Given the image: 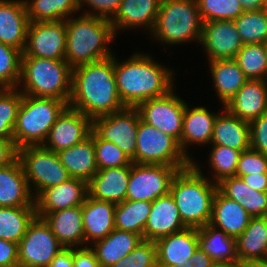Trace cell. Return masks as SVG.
<instances>
[{
    "instance_id": "obj_44",
    "label": "cell",
    "mask_w": 267,
    "mask_h": 267,
    "mask_svg": "<svg viewBox=\"0 0 267 267\" xmlns=\"http://www.w3.org/2000/svg\"><path fill=\"white\" fill-rule=\"evenodd\" d=\"M211 150L209 163L215 173V183L226 177L235 176L241 151L220 145H213Z\"/></svg>"
},
{
    "instance_id": "obj_57",
    "label": "cell",
    "mask_w": 267,
    "mask_h": 267,
    "mask_svg": "<svg viewBox=\"0 0 267 267\" xmlns=\"http://www.w3.org/2000/svg\"><path fill=\"white\" fill-rule=\"evenodd\" d=\"M243 267H267V259L245 260L242 261Z\"/></svg>"
},
{
    "instance_id": "obj_17",
    "label": "cell",
    "mask_w": 267,
    "mask_h": 267,
    "mask_svg": "<svg viewBox=\"0 0 267 267\" xmlns=\"http://www.w3.org/2000/svg\"><path fill=\"white\" fill-rule=\"evenodd\" d=\"M88 196V182L70 178L57 186L44 190L36 199V217L44 218L48 213L81 206Z\"/></svg>"
},
{
    "instance_id": "obj_58",
    "label": "cell",
    "mask_w": 267,
    "mask_h": 267,
    "mask_svg": "<svg viewBox=\"0 0 267 267\" xmlns=\"http://www.w3.org/2000/svg\"><path fill=\"white\" fill-rule=\"evenodd\" d=\"M212 267H243L240 260L230 262H214Z\"/></svg>"
},
{
    "instance_id": "obj_13",
    "label": "cell",
    "mask_w": 267,
    "mask_h": 267,
    "mask_svg": "<svg viewBox=\"0 0 267 267\" xmlns=\"http://www.w3.org/2000/svg\"><path fill=\"white\" fill-rule=\"evenodd\" d=\"M173 90L164 96L141 102L136 108L142 121L180 143L186 103Z\"/></svg>"
},
{
    "instance_id": "obj_38",
    "label": "cell",
    "mask_w": 267,
    "mask_h": 267,
    "mask_svg": "<svg viewBox=\"0 0 267 267\" xmlns=\"http://www.w3.org/2000/svg\"><path fill=\"white\" fill-rule=\"evenodd\" d=\"M30 22L62 21L79 10L78 0H24Z\"/></svg>"
},
{
    "instance_id": "obj_34",
    "label": "cell",
    "mask_w": 267,
    "mask_h": 267,
    "mask_svg": "<svg viewBox=\"0 0 267 267\" xmlns=\"http://www.w3.org/2000/svg\"><path fill=\"white\" fill-rule=\"evenodd\" d=\"M238 260L267 259V216L251 217L247 228L236 238Z\"/></svg>"
},
{
    "instance_id": "obj_47",
    "label": "cell",
    "mask_w": 267,
    "mask_h": 267,
    "mask_svg": "<svg viewBox=\"0 0 267 267\" xmlns=\"http://www.w3.org/2000/svg\"><path fill=\"white\" fill-rule=\"evenodd\" d=\"M251 174H267V155L250 148L241 152L235 176Z\"/></svg>"
},
{
    "instance_id": "obj_9",
    "label": "cell",
    "mask_w": 267,
    "mask_h": 267,
    "mask_svg": "<svg viewBox=\"0 0 267 267\" xmlns=\"http://www.w3.org/2000/svg\"><path fill=\"white\" fill-rule=\"evenodd\" d=\"M135 158L132 163L189 167L192 161L181 151L179 143L155 127L139 121Z\"/></svg>"
},
{
    "instance_id": "obj_33",
    "label": "cell",
    "mask_w": 267,
    "mask_h": 267,
    "mask_svg": "<svg viewBox=\"0 0 267 267\" xmlns=\"http://www.w3.org/2000/svg\"><path fill=\"white\" fill-rule=\"evenodd\" d=\"M216 92L225 105L248 80L235 59H219L209 62Z\"/></svg>"
},
{
    "instance_id": "obj_12",
    "label": "cell",
    "mask_w": 267,
    "mask_h": 267,
    "mask_svg": "<svg viewBox=\"0 0 267 267\" xmlns=\"http://www.w3.org/2000/svg\"><path fill=\"white\" fill-rule=\"evenodd\" d=\"M63 248L44 219L35 217L18 244L19 267H48Z\"/></svg>"
},
{
    "instance_id": "obj_14",
    "label": "cell",
    "mask_w": 267,
    "mask_h": 267,
    "mask_svg": "<svg viewBox=\"0 0 267 267\" xmlns=\"http://www.w3.org/2000/svg\"><path fill=\"white\" fill-rule=\"evenodd\" d=\"M66 21L30 22L22 56L65 59Z\"/></svg>"
},
{
    "instance_id": "obj_22",
    "label": "cell",
    "mask_w": 267,
    "mask_h": 267,
    "mask_svg": "<svg viewBox=\"0 0 267 267\" xmlns=\"http://www.w3.org/2000/svg\"><path fill=\"white\" fill-rule=\"evenodd\" d=\"M20 160L0 168V207L35 206Z\"/></svg>"
},
{
    "instance_id": "obj_39",
    "label": "cell",
    "mask_w": 267,
    "mask_h": 267,
    "mask_svg": "<svg viewBox=\"0 0 267 267\" xmlns=\"http://www.w3.org/2000/svg\"><path fill=\"white\" fill-rule=\"evenodd\" d=\"M233 22L243 45L267 42V9L243 12Z\"/></svg>"
},
{
    "instance_id": "obj_21",
    "label": "cell",
    "mask_w": 267,
    "mask_h": 267,
    "mask_svg": "<svg viewBox=\"0 0 267 267\" xmlns=\"http://www.w3.org/2000/svg\"><path fill=\"white\" fill-rule=\"evenodd\" d=\"M230 113L250 122L267 112V80L248 79L224 105Z\"/></svg>"
},
{
    "instance_id": "obj_18",
    "label": "cell",
    "mask_w": 267,
    "mask_h": 267,
    "mask_svg": "<svg viewBox=\"0 0 267 267\" xmlns=\"http://www.w3.org/2000/svg\"><path fill=\"white\" fill-rule=\"evenodd\" d=\"M187 228L178 211L173 196L168 193L151 202L150 213L144 228V240L156 241Z\"/></svg>"
},
{
    "instance_id": "obj_20",
    "label": "cell",
    "mask_w": 267,
    "mask_h": 267,
    "mask_svg": "<svg viewBox=\"0 0 267 267\" xmlns=\"http://www.w3.org/2000/svg\"><path fill=\"white\" fill-rule=\"evenodd\" d=\"M29 18L24 0H0V42L22 53L26 46Z\"/></svg>"
},
{
    "instance_id": "obj_2",
    "label": "cell",
    "mask_w": 267,
    "mask_h": 267,
    "mask_svg": "<svg viewBox=\"0 0 267 267\" xmlns=\"http://www.w3.org/2000/svg\"><path fill=\"white\" fill-rule=\"evenodd\" d=\"M117 62L114 57L117 90L125 107H137L141 102L164 96L174 88L173 71L156 63L151 56L136 53L125 62Z\"/></svg>"
},
{
    "instance_id": "obj_4",
    "label": "cell",
    "mask_w": 267,
    "mask_h": 267,
    "mask_svg": "<svg viewBox=\"0 0 267 267\" xmlns=\"http://www.w3.org/2000/svg\"><path fill=\"white\" fill-rule=\"evenodd\" d=\"M65 21V60L72 68L113 56L107 47L116 37L110 20L82 14Z\"/></svg>"
},
{
    "instance_id": "obj_48",
    "label": "cell",
    "mask_w": 267,
    "mask_h": 267,
    "mask_svg": "<svg viewBox=\"0 0 267 267\" xmlns=\"http://www.w3.org/2000/svg\"><path fill=\"white\" fill-rule=\"evenodd\" d=\"M250 148L267 155V112L249 122Z\"/></svg>"
},
{
    "instance_id": "obj_43",
    "label": "cell",
    "mask_w": 267,
    "mask_h": 267,
    "mask_svg": "<svg viewBox=\"0 0 267 267\" xmlns=\"http://www.w3.org/2000/svg\"><path fill=\"white\" fill-rule=\"evenodd\" d=\"M203 22L234 21L244 12L238 0H197Z\"/></svg>"
},
{
    "instance_id": "obj_23",
    "label": "cell",
    "mask_w": 267,
    "mask_h": 267,
    "mask_svg": "<svg viewBox=\"0 0 267 267\" xmlns=\"http://www.w3.org/2000/svg\"><path fill=\"white\" fill-rule=\"evenodd\" d=\"M116 204L87 196L82 204L85 246L104 239L115 229ZM87 243V244H86Z\"/></svg>"
},
{
    "instance_id": "obj_16",
    "label": "cell",
    "mask_w": 267,
    "mask_h": 267,
    "mask_svg": "<svg viewBox=\"0 0 267 267\" xmlns=\"http://www.w3.org/2000/svg\"><path fill=\"white\" fill-rule=\"evenodd\" d=\"M200 44L207 52L209 62L234 59L243 47L234 22L226 20L203 22Z\"/></svg>"
},
{
    "instance_id": "obj_31",
    "label": "cell",
    "mask_w": 267,
    "mask_h": 267,
    "mask_svg": "<svg viewBox=\"0 0 267 267\" xmlns=\"http://www.w3.org/2000/svg\"><path fill=\"white\" fill-rule=\"evenodd\" d=\"M217 186L224 196L239 203L251 217L267 216V192L250 188L236 176L222 179Z\"/></svg>"
},
{
    "instance_id": "obj_27",
    "label": "cell",
    "mask_w": 267,
    "mask_h": 267,
    "mask_svg": "<svg viewBox=\"0 0 267 267\" xmlns=\"http://www.w3.org/2000/svg\"><path fill=\"white\" fill-rule=\"evenodd\" d=\"M251 216L236 201L216 191L209 224L237 238L248 226Z\"/></svg>"
},
{
    "instance_id": "obj_37",
    "label": "cell",
    "mask_w": 267,
    "mask_h": 267,
    "mask_svg": "<svg viewBox=\"0 0 267 267\" xmlns=\"http://www.w3.org/2000/svg\"><path fill=\"white\" fill-rule=\"evenodd\" d=\"M151 202L125 200L116 204L115 229L130 231L144 240V228L150 213Z\"/></svg>"
},
{
    "instance_id": "obj_15",
    "label": "cell",
    "mask_w": 267,
    "mask_h": 267,
    "mask_svg": "<svg viewBox=\"0 0 267 267\" xmlns=\"http://www.w3.org/2000/svg\"><path fill=\"white\" fill-rule=\"evenodd\" d=\"M92 131V119L67 106L57 117L43 146L58 153L84 141Z\"/></svg>"
},
{
    "instance_id": "obj_25",
    "label": "cell",
    "mask_w": 267,
    "mask_h": 267,
    "mask_svg": "<svg viewBox=\"0 0 267 267\" xmlns=\"http://www.w3.org/2000/svg\"><path fill=\"white\" fill-rule=\"evenodd\" d=\"M161 0H122L120 6L110 20L113 30L135 28L143 26L152 32Z\"/></svg>"
},
{
    "instance_id": "obj_53",
    "label": "cell",
    "mask_w": 267,
    "mask_h": 267,
    "mask_svg": "<svg viewBox=\"0 0 267 267\" xmlns=\"http://www.w3.org/2000/svg\"><path fill=\"white\" fill-rule=\"evenodd\" d=\"M250 188L267 192V174H251L240 177Z\"/></svg>"
},
{
    "instance_id": "obj_35",
    "label": "cell",
    "mask_w": 267,
    "mask_h": 267,
    "mask_svg": "<svg viewBox=\"0 0 267 267\" xmlns=\"http://www.w3.org/2000/svg\"><path fill=\"white\" fill-rule=\"evenodd\" d=\"M199 247L214 262L238 260L236 238L229 236L211 224L198 228Z\"/></svg>"
},
{
    "instance_id": "obj_52",
    "label": "cell",
    "mask_w": 267,
    "mask_h": 267,
    "mask_svg": "<svg viewBox=\"0 0 267 267\" xmlns=\"http://www.w3.org/2000/svg\"><path fill=\"white\" fill-rule=\"evenodd\" d=\"M17 158L13 140H0V168L8 166Z\"/></svg>"
},
{
    "instance_id": "obj_60",
    "label": "cell",
    "mask_w": 267,
    "mask_h": 267,
    "mask_svg": "<svg viewBox=\"0 0 267 267\" xmlns=\"http://www.w3.org/2000/svg\"><path fill=\"white\" fill-rule=\"evenodd\" d=\"M265 49H266V54H267V42L265 43Z\"/></svg>"
},
{
    "instance_id": "obj_6",
    "label": "cell",
    "mask_w": 267,
    "mask_h": 267,
    "mask_svg": "<svg viewBox=\"0 0 267 267\" xmlns=\"http://www.w3.org/2000/svg\"><path fill=\"white\" fill-rule=\"evenodd\" d=\"M67 106L66 101L56 98L22 94L13 129V143L16 149L43 145L57 117Z\"/></svg>"
},
{
    "instance_id": "obj_28",
    "label": "cell",
    "mask_w": 267,
    "mask_h": 267,
    "mask_svg": "<svg viewBox=\"0 0 267 267\" xmlns=\"http://www.w3.org/2000/svg\"><path fill=\"white\" fill-rule=\"evenodd\" d=\"M217 114L210 113L205 107L189 108L187 103L183 115V130L179 143L181 151L191 161L192 157L187 155L188 144H208L211 143L214 129V122Z\"/></svg>"
},
{
    "instance_id": "obj_8",
    "label": "cell",
    "mask_w": 267,
    "mask_h": 267,
    "mask_svg": "<svg viewBox=\"0 0 267 267\" xmlns=\"http://www.w3.org/2000/svg\"><path fill=\"white\" fill-rule=\"evenodd\" d=\"M17 158L23 167L28 185L35 187L36 199L44 190L72 178L62 165L58 153L43 145L25 146L17 150ZM32 183V185H31Z\"/></svg>"
},
{
    "instance_id": "obj_40",
    "label": "cell",
    "mask_w": 267,
    "mask_h": 267,
    "mask_svg": "<svg viewBox=\"0 0 267 267\" xmlns=\"http://www.w3.org/2000/svg\"><path fill=\"white\" fill-rule=\"evenodd\" d=\"M247 79L267 80L265 44H246L234 58Z\"/></svg>"
},
{
    "instance_id": "obj_11",
    "label": "cell",
    "mask_w": 267,
    "mask_h": 267,
    "mask_svg": "<svg viewBox=\"0 0 267 267\" xmlns=\"http://www.w3.org/2000/svg\"><path fill=\"white\" fill-rule=\"evenodd\" d=\"M141 120L136 107L92 119V131L102 140L118 146L130 160L135 158L137 131Z\"/></svg>"
},
{
    "instance_id": "obj_49",
    "label": "cell",
    "mask_w": 267,
    "mask_h": 267,
    "mask_svg": "<svg viewBox=\"0 0 267 267\" xmlns=\"http://www.w3.org/2000/svg\"><path fill=\"white\" fill-rule=\"evenodd\" d=\"M121 2L122 0H78V6L79 9H81V6L85 3L91 7L92 11H90V13L84 12L83 14L86 13V15L111 20L117 12Z\"/></svg>"
},
{
    "instance_id": "obj_7",
    "label": "cell",
    "mask_w": 267,
    "mask_h": 267,
    "mask_svg": "<svg viewBox=\"0 0 267 267\" xmlns=\"http://www.w3.org/2000/svg\"><path fill=\"white\" fill-rule=\"evenodd\" d=\"M202 27L197 0H161L151 34L166 44L200 43Z\"/></svg>"
},
{
    "instance_id": "obj_32",
    "label": "cell",
    "mask_w": 267,
    "mask_h": 267,
    "mask_svg": "<svg viewBox=\"0 0 267 267\" xmlns=\"http://www.w3.org/2000/svg\"><path fill=\"white\" fill-rule=\"evenodd\" d=\"M143 238L130 231L114 229L104 239L93 244V250L102 267H111L126 257Z\"/></svg>"
},
{
    "instance_id": "obj_30",
    "label": "cell",
    "mask_w": 267,
    "mask_h": 267,
    "mask_svg": "<svg viewBox=\"0 0 267 267\" xmlns=\"http://www.w3.org/2000/svg\"><path fill=\"white\" fill-rule=\"evenodd\" d=\"M211 144L241 152L250 149L249 122L239 119L225 108V113L215 119Z\"/></svg>"
},
{
    "instance_id": "obj_46",
    "label": "cell",
    "mask_w": 267,
    "mask_h": 267,
    "mask_svg": "<svg viewBox=\"0 0 267 267\" xmlns=\"http://www.w3.org/2000/svg\"><path fill=\"white\" fill-rule=\"evenodd\" d=\"M111 267H157L155 242L142 240L126 257Z\"/></svg>"
},
{
    "instance_id": "obj_59",
    "label": "cell",
    "mask_w": 267,
    "mask_h": 267,
    "mask_svg": "<svg viewBox=\"0 0 267 267\" xmlns=\"http://www.w3.org/2000/svg\"><path fill=\"white\" fill-rule=\"evenodd\" d=\"M171 267H193V264L188 260L185 264L171 266Z\"/></svg>"
},
{
    "instance_id": "obj_10",
    "label": "cell",
    "mask_w": 267,
    "mask_h": 267,
    "mask_svg": "<svg viewBox=\"0 0 267 267\" xmlns=\"http://www.w3.org/2000/svg\"><path fill=\"white\" fill-rule=\"evenodd\" d=\"M187 167L168 165H130V176L126 190V200L153 202L158 197L170 193L172 179L179 170Z\"/></svg>"
},
{
    "instance_id": "obj_42",
    "label": "cell",
    "mask_w": 267,
    "mask_h": 267,
    "mask_svg": "<svg viewBox=\"0 0 267 267\" xmlns=\"http://www.w3.org/2000/svg\"><path fill=\"white\" fill-rule=\"evenodd\" d=\"M22 52L0 42V88H18Z\"/></svg>"
},
{
    "instance_id": "obj_26",
    "label": "cell",
    "mask_w": 267,
    "mask_h": 267,
    "mask_svg": "<svg viewBox=\"0 0 267 267\" xmlns=\"http://www.w3.org/2000/svg\"><path fill=\"white\" fill-rule=\"evenodd\" d=\"M43 219L65 248L84 247L82 205L50 212Z\"/></svg>"
},
{
    "instance_id": "obj_54",
    "label": "cell",
    "mask_w": 267,
    "mask_h": 267,
    "mask_svg": "<svg viewBox=\"0 0 267 267\" xmlns=\"http://www.w3.org/2000/svg\"><path fill=\"white\" fill-rule=\"evenodd\" d=\"M48 267H73V248H63Z\"/></svg>"
},
{
    "instance_id": "obj_50",
    "label": "cell",
    "mask_w": 267,
    "mask_h": 267,
    "mask_svg": "<svg viewBox=\"0 0 267 267\" xmlns=\"http://www.w3.org/2000/svg\"><path fill=\"white\" fill-rule=\"evenodd\" d=\"M73 248V267H102L92 247Z\"/></svg>"
},
{
    "instance_id": "obj_19",
    "label": "cell",
    "mask_w": 267,
    "mask_h": 267,
    "mask_svg": "<svg viewBox=\"0 0 267 267\" xmlns=\"http://www.w3.org/2000/svg\"><path fill=\"white\" fill-rule=\"evenodd\" d=\"M157 267L185 264L199 246L197 228H185L155 241Z\"/></svg>"
},
{
    "instance_id": "obj_24",
    "label": "cell",
    "mask_w": 267,
    "mask_h": 267,
    "mask_svg": "<svg viewBox=\"0 0 267 267\" xmlns=\"http://www.w3.org/2000/svg\"><path fill=\"white\" fill-rule=\"evenodd\" d=\"M130 176V165L98 170L88 181V196L98 200L122 203Z\"/></svg>"
},
{
    "instance_id": "obj_1",
    "label": "cell",
    "mask_w": 267,
    "mask_h": 267,
    "mask_svg": "<svg viewBox=\"0 0 267 267\" xmlns=\"http://www.w3.org/2000/svg\"><path fill=\"white\" fill-rule=\"evenodd\" d=\"M114 56L73 68L69 107L91 119L125 108L117 90Z\"/></svg>"
},
{
    "instance_id": "obj_45",
    "label": "cell",
    "mask_w": 267,
    "mask_h": 267,
    "mask_svg": "<svg viewBox=\"0 0 267 267\" xmlns=\"http://www.w3.org/2000/svg\"><path fill=\"white\" fill-rule=\"evenodd\" d=\"M94 148L98 170L132 164V160L118 146L110 141L100 139L95 133Z\"/></svg>"
},
{
    "instance_id": "obj_41",
    "label": "cell",
    "mask_w": 267,
    "mask_h": 267,
    "mask_svg": "<svg viewBox=\"0 0 267 267\" xmlns=\"http://www.w3.org/2000/svg\"><path fill=\"white\" fill-rule=\"evenodd\" d=\"M22 93L17 88H0V140H13V129Z\"/></svg>"
},
{
    "instance_id": "obj_5",
    "label": "cell",
    "mask_w": 267,
    "mask_h": 267,
    "mask_svg": "<svg viewBox=\"0 0 267 267\" xmlns=\"http://www.w3.org/2000/svg\"><path fill=\"white\" fill-rule=\"evenodd\" d=\"M73 68L65 59L21 57L22 94L56 98L69 103Z\"/></svg>"
},
{
    "instance_id": "obj_29",
    "label": "cell",
    "mask_w": 267,
    "mask_h": 267,
    "mask_svg": "<svg viewBox=\"0 0 267 267\" xmlns=\"http://www.w3.org/2000/svg\"><path fill=\"white\" fill-rule=\"evenodd\" d=\"M62 165L72 178L89 181L98 171L94 148V132L84 141L58 152Z\"/></svg>"
},
{
    "instance_id": "obj_36",
    "label": "cell",
    "mask_w": 267,
    "mask_h": 267,
    "mask_svg": "<svg viewBox=\"0 0 267 267\" xmlns=\"http://www.w3.org/2000/svg\"><path fill=\"white\" fill-rule=\"evenodd\" d=\"M36 217V206L0 207V239L19 244Z\"/></svg>"
},
{
    "instance_id": "obj_56",
    "label": "cell",
    "mask_w": 267,
    "mask_h": 267,
    "mask_svg": "<svg viewBox=\"0 0 267 267\" xmlns=\"http://www.w3.org/2000/svg\"><path fill=\"white\" fill-rule=\"evenodd\" d=\"M244 12L267 9V0H238Z\"/></svg>"
},
{
    "instance_id": "obj_51",
    "label": "cell",
    "mask_w": 267,
    "mask_h": 267,
    "mask_svg": "<svg viewBox=\"0 0 267 267\" xmlns=\"http://www.w3.org/2000/svg\"><path fill=\"white\" fill-rule=\"evenodd\" d=\"M0 267H19L18 244L0 239Z\"/></svg>"
},
{
    "instance_id": "obj_3",
    "label": "cell",
    "mask_w": 267,
    "mask_h": 267,
    "mask_svg": "<svg viewBox=\"0 0 267 267\" xmlns=\"http://www.w3.org/2000/svg\"><path fill=\"white\" fill-rule=\"evenodd\" d=\"M206 178L200 167L192 161L189 167L179 170L172 179L170 194L187 228L198 229L210 222L213 199L218 186Z\"/></svg>"
},
{
    "instance_id": "obj_55",
    "label": "cell",
    "mask_w": 267,
    "mask_h": 267,
    "mask_svg": "<svg viewBox=\"0 0 267 267\" xmlns=\"http://www.w3.org/2000/svg\"><path fill=\"white\" fill-rule=\"evenodd\" d=\"M189 261L193 264V267H212L214 263L212 258L203 252L199 246L194 251Z\"/></svg>"
}]
</instances>
